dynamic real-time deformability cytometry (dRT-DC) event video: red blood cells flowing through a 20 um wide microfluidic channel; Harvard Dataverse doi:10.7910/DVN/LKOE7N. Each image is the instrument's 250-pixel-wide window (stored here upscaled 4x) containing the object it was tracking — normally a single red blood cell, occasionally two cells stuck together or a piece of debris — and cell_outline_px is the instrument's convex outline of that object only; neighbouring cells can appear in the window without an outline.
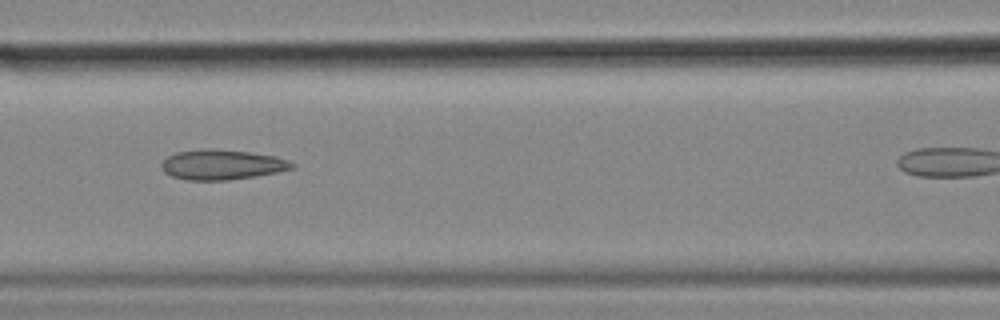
{"species": "common noctule bat (a hibernating species)", "species_latin": "Nyctalus noctula", "temperature_condition": "cold", "stored_images_in_passage": 31, "camera_frame_rate_fps": 3000, "um_per_image_px": 0.085, "animal": {"sex": "female", "body_mass_g": 18.4}, "frame": {"image": 1, "passage_image": 10, "time_ms": 3.0, "image_size_px": [1000, 320], "cell_outline_px": [[296, 164], [292, 168], [276, 172], [228, 180], [188, 180], [172, 176], [164, 172], [160, 164], [168, 156], [176, 152], [208, 148], [248, 152], [276, 156], [288, 160]], "centroid_in_image_um": [18.84, 13.99], "position_along_channel_um": 147.8, "area_um2": 22.6}}